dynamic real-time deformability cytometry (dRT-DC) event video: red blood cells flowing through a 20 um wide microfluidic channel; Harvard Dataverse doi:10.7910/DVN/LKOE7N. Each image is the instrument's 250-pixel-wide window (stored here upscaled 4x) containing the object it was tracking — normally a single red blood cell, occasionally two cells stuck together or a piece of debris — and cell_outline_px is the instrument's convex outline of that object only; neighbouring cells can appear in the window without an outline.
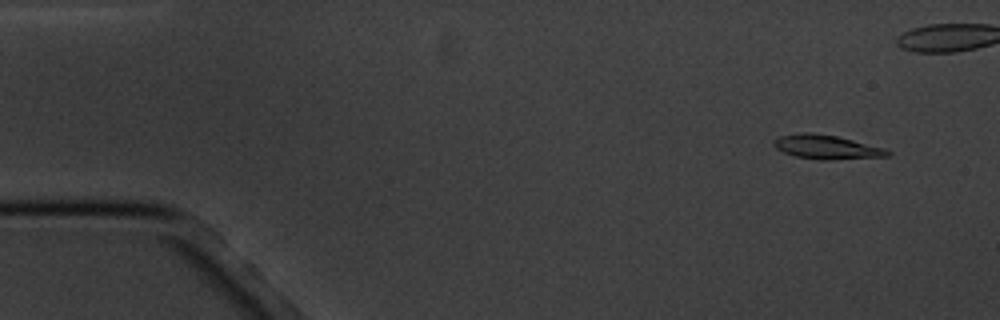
{"species": "common noctule bat (a hibernating species)", "species_latin": "Nyctalus noctula", "temperature_condition": "cold", "stored_images_in_passage": 16, "camera_frame_rate_fps": 3000, "um_per_image_px": 0.085, "animal": {"sex": "male", "body_mass_g": 20.1, "forearm_length_mm": 53.5}, "frame": {"image": 1, "passage_image": 2, "time_ms": 1.0, "image_size_px": [1000, 320], "cell_outline_px": [[892, 152], [888, 156], [832, 160], [816, 160], [796, 156], [784, 152], [776, 148], [772, 144], [772, 140], [780, 136], [800, 132], [812, 132], [836, 136], [884, 148]], "centroid_in_image_um": [70.22, 12.5], "position_along_channel_um": 14.8, "area_um2": 16.01}}
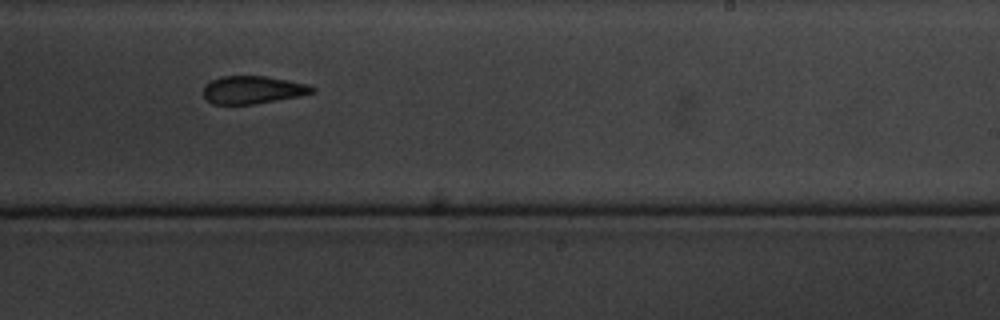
{"frame": {"image": 2, "passage_image": 11, "time_ms": 13.0, "image_size_px": [1000, 320], "cell_outline_px": [[316, 88], [312, 92], [300, 96], [256, 104], [212, 104], [204, 96], [204, 84], [220, 76], [264, 76], [312, 84]], "centroid_in_image_um": [21.51, 7.63], "position_along_channel_um": 267.5, "area_um2": 17.74}}
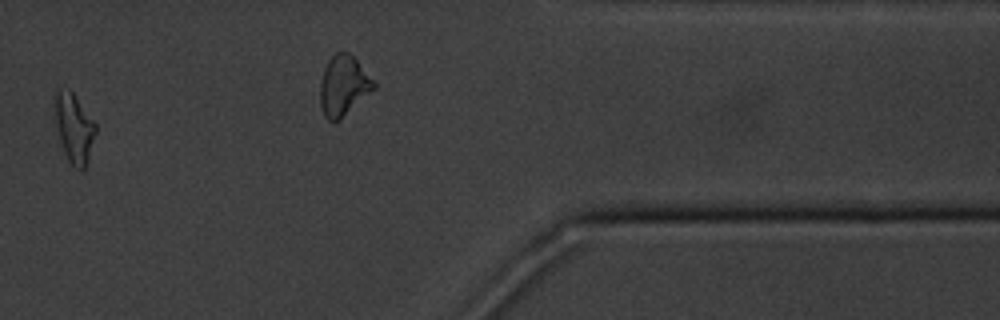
{"frame": {"image": 3, "passage_image": 14, "time_ms": 16.667, "image_size_px": [1000, 320], "cell_outline_px": [[96, 132], [84, 168], [80, 172], [68, 160], [64, 152], [56, 124], [52, 104], [52, 92], [56, 88], [68, 88], [72, 92], [96, 124]], "centroid_in_image_um": [6.23, 10.78], "position_along_channel_um": 405.2, "area_um2": 16.53}, "authors_computed_cell_mechanics": {"area_um2": 16.4441, "velocity_mm_per_s": 3.4277, "shape_relaxation_time_tau1_ms": 3.4476, "shape_relaxation_time_tau2_ms": 3.2586, "deformation_change_tau1": 0.1407, "deformation_change_tau2": 0.0949}}